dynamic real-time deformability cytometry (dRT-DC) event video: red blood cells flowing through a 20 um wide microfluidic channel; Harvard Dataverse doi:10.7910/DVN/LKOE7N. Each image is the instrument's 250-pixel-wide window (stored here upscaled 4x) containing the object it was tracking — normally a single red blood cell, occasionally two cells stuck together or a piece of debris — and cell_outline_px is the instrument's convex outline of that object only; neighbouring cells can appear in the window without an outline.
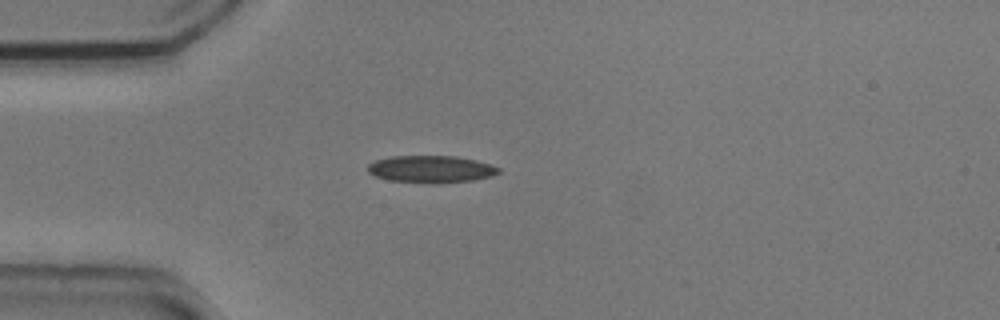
{"species": "common noctule bat (a hibernating species)", "species_latin": "Nyctalus noctula", "temperature_condition": "cold", "stored_images_in_passage": 1, "camera_frame_rate_fps": 3000, "um_per_image_px": 0.085, "animal": {"sex": "male", "body_mass_g": 20.5, "forearm_length_mm": 52.5}, "frame": {"image": 1, "passage_image": 1, "time_ms": 0.0, "image_size_px": [1000, 320], "cell_outline_px": [[500, 172], [492, 176], [472, 180], [440, 184], [424, 184], [388, 180], [376, 176], [368, 172], [368, 164], [376, 160], [392, 156], [456, 156], [476, 160], [500, 168]], "centroid_in_image_um": [36.63, 14.39], "position_along_channel_um": 48.4, "area_um2": 20.92}}